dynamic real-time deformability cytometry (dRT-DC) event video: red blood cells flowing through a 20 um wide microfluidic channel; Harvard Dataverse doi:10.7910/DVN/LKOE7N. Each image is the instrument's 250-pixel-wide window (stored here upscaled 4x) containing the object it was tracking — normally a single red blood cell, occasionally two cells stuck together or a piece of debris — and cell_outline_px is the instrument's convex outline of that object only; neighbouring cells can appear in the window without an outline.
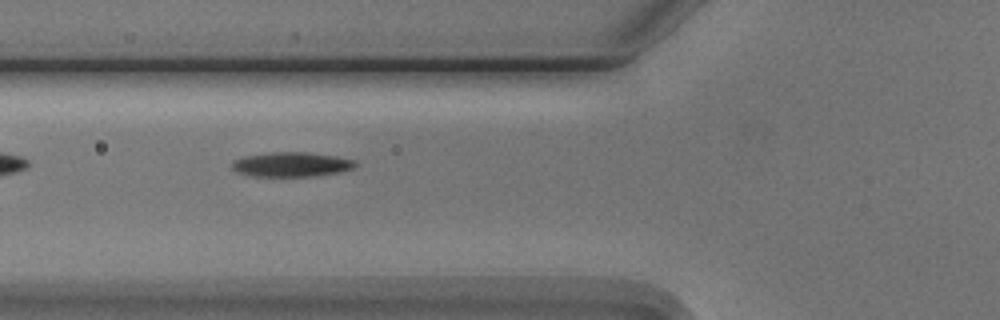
{"species": "Egyptian fruit bat (a non-hibernating species)", "species_latin": "Rousettus aegyptiacus", "temperature_condition": "cold", "stored_images_in_passage": 4, "camera_frame_rate_fps": 3000, "um_per_image_px": 0.085, "animal": {"sex": "male"}, "frame": {"image": 1, "passage_image": 3, "time_ms": 2.333, "image_size_px": [1000, 320], "cell_outline_px": [[356, 164], [352, 168], [340, 172], [316, 176], [252, 176], [236, 172], [232, 168], [232, 160], [244, 156], [268, 152], [308, 152], [336, 156], [356, 160]], "centroid_in_image_um": [24.75, 13.97], "position_along_channel_um": 101.1, "area_um2": 17.8}}
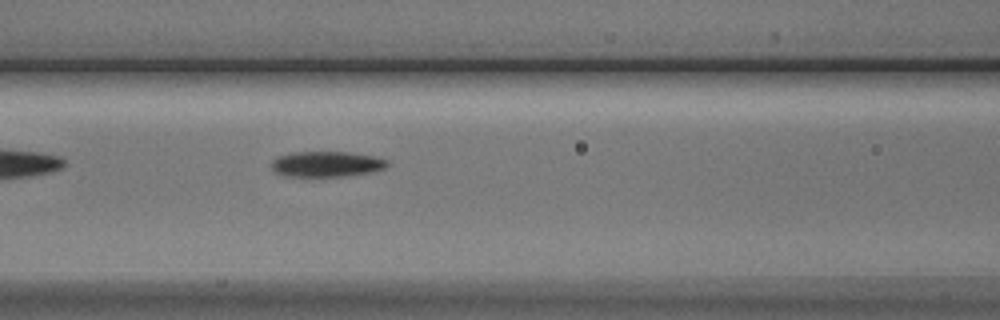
{"frame": {"image": 2, "passage_image": 4, "time_ms": 3.333, "image_size_px": [1000, 320], "cell_outline_px": [[388, 164], [384, 168], [368, 172], [344, 176], [284, 176], [276, 172], [272, 168], [272, 160], [276, 156], [292, 152], [348, 152], [372, 156], [388, 160]], "centroid_in_image_um": [27.7, 13.94], "position_along_channel_um": 138.9, "area_um2": 17.05}}